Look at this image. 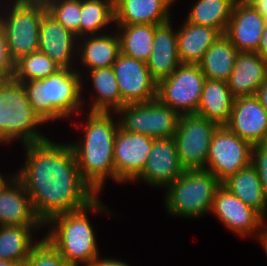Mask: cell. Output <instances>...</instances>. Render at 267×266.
I'll return each mask as SVG.
<instances>
[{"label":"cell","mask_w":267,"mask_h":266,"mask_svg":"<svg viewBox=\"0 0 267 266\" xmlns=\"http://www.w3.org/2000/svg\"><path fill=\"white\" fill-rule=\"evenodd\" d=\"M261 144L263 146L267 147V133H266L265 139L263 140V142Z\"/></svg>","instance_id":"obj_47"},{"label":"cell","mask_w":267,"mask_h":266,"mask_svg":"<svg viewBox=\"0 0 267 266\" xmlns=\"http://www.w3.org/2000/svg\"><path fill=\"white\" fill-rule=\"evenodd\" d=\"M112 67L121 94V107L156 99L157 81L146 62L120 52Z\"/></svg>","instance_id":"obj_13"},{"label":"cell","mask_w":267,"mask_h":266,"mask_svg":"<svg viewBox=\"0 0 267 266\" xmlns=\"http://www.w3.org/2000/svg\"><path fill=\"white\" fill-rule=\"evenodd\" d=\"M115 116V112H88L79 125L83 137L69 143L83 180L98 196L107 179L115 181L114 140L119 129Z\"/></svg>","instance_id":"obj_2"},{"label":"cell","mask_w":267,"mask_h":266,"mask_svg":"<svg viewBox=\"0 0 267 266\" xmlns=\"http://www.w3.org/2000/svg\"><path fill=\"white\" fill-rule=\"evenodd\" d=\"M178 0H114V25H161L172 18L171 8Z\"/></svg>","instance_id":"obj_21"},{"label":"cell","mask_w":267,"mask_h":266,"mask_svg":"<svg viewBox=\"0 0 267 266\" xmlns=\"http://www.w3.org/2000/svg\"><path fill=\"white\" fill-rule=\"evenodd\" d=\"M155 138L139 133L117 131L114 140L115 182H132L143 170Z\"/></svg>","instance_id":"obj_14"},{"label":"cell","mask_w":267,"mask_h":266,"mask_svg":"<svg viewBox=\"0 0 267 266\" xmlns=\"http://www.w3.org/2000/svg\"><path fill=\"white\" fill-rule=\"evenodd\" d=\"M225 126L251 145L261 144L267 133V111L255 95L235 98Z\"/></svg>","instance_id":"obj_18"},{"label":"cell","mask_w":267,"mask_h":266,"mask_svg":"<svg viewBox=\"0 0 267 266\" xmlns=\"http://www.w3.org/2000/svg\"><path fill=\"white\" fill-rule=\"evenodd\" d=\"M185 169L181 166L174 137L154 139L142 172L132 181L166 189Z\"/></svg>","instance_id":"obj_15"},{"label":"cell","mask_w":267,"mask_h":266,"mask_svg":"<svg viewBox=\"0 0 267 266\" xmlns=\"http://www.w3.org/2000/svg\"><path fill=\"white\" fill-rule=\"evenodd\" d=\"M21 84L30 106L45 124L83 114L82 77L76 68H61L47 78Z\"/></svg>","instance_id":"obj_4"},{"label":"cell","mask_w":267,"mask_h":266,"mask_svg":"<svg viewBox=\"0 0 267 266\" xmlns=\"http://www.w3.org/2000/svg\"><path fill=\"white\" fill-rule=\"evenodd\" d=\"M19 3H34L47 6L52 0H12Z\"/></svg>","instance_id":"obj_43"},{"label":"cell","mask_w":267,"mask_h":266,"mask_svg":"<svg viewBox=\"0 0 267 266\" xmlns=\"http://www.w3.org/2000/svg\"><path fill=\"white\" fill-rule=\"evenodd\" d=\"M267 20L254 8L236 1L225 36L238 52H257Z\"/></svg>","instance_id":"obj_19"},{"label":"cell","mask_w":267,"mask_h":266,"mask_svg":"<svg viewBox=\"0 0 267 266\" xmlns=\"http://www.w3.org/2000/svg\"><path fill=\"white\" fill-rule=\"evenodd\" d=\"M46 7L60 24L80 37L81 1L50 2Z\"/></svg>","instance_id":"obj_34"},{"label":"cell","mask_w":267,"mask_h":266,"mask_svg":"<svg viewBox=\"0 0 267 266\" xmlns=\"http://www.w3.org/2000/svg\"><path fill=\"white\" fill-rule=\"evenodd\" d=\"M61 67L46 54L37 50L15 61L14 79L19 82L43 79L55 74Z\"/></svg>","instance_id":"obj_33"},{"label":"cell","mask_w":267,"mask_h":266,"mask_svg":"<svg viewBox=\"0 0 267 266\" xmlns=\"http://www.w3.org/2000/svg\"><path fill=\"white\" fill-rule=\"evenodd\" d=\"M235 2L236 0H195L185 20L194 25L212 27L223 35Z\"/></svg>","instance_id":"obj_31"},{"label":"cell","mask_w":267,"mask_h":266,"mask_svg":"<svg viewBox=\"0 0 267 266\" xmlns=\"http://www.w3.org/2000/svg\"><path fill=\"white\" fill-rule=\"evenodd\" d=\"M238 50L223 34L207 49L198 64L206 79L227 81Z\"/></svg>","instance_id":"obj_29"},{"label":"cell","mask_w":267,"mask_h":266,"mask_svg":"<svg viewBox=\"0 0 267 266\" xmlns=\"http://www.w3.org/2000/svg\"><path fill=\"white\" fill-rule=\"evenodd\" d=\"M222 185L249 207L256 210L267 221V205L256 169L250 164L229 176Z\"/></svg>","instance_id":"obj_28"},{"label":"cell","mask_w":267,"mask_h":266,"mask_svg":"<svg viewBox=\"0 0 267 266\" xmlns=\"http://www.w3.org/2000/svg\"><path fill=\"white\" fill-rule=\"evenodd\" d=\"M258 53L267 61V23L261 36Z\"/></svg>","instance_id":"obj_41"},{"label":"cell","mask_w":267,"mask_h":266,"mask_svg":"<svg viewBox=\"0 0 267 266\" xmlns=\"http://www.w3.org/2000/svg\"><path fill=\"white\" fill-rule=\"evenodd\" d=\"M45 123L33 111L21 82L0 81V144L19 141L22 145L45 140L37 127Z\"/></svg>","instance_id":"obj_5"},{"label":"cell","mask_w":267,"mask_h":266,"mask_svg":"<svg viewBox=\"0 0 267 266\" xmlns=\"http://www.w3.org/2000/svg\"><path fill=\"white\" fill-rule=\"evenodd\" d=\"M39 239L40 242L20 266H69L45 237Z\"/></svg>","instance_id":"obj_35"},{"label":"cell","mask_w":267,"mask_h":266,"mask_svg":"<svg viewBox=\"0 0 267 266\" xmlns=\"http://www.w3.org/2000/svg\"><path fill=\"white\" fill-rule=\"evenodd\" d=\"M251 148L248 141L226 126H218L211 137L205 170L212 172L222 183L250 165Z\"/></svg>","instance_id":"obj_11"},{"label":"cell","mask_w":267,"mask_h":266,"mask_svg":"<svg viewBox=\"0 0 267 266\" xmlns=\"http://www.w3.org/2000/svg\"><path fill=\"white\" fill-rule=\"evenodd\" d=\"M179 27L177 28L178 55L184 64H199L207 49L222 35L217 29L194 25L186 20Z\"/></svg>","instance_id":"obj_24"},{"label":"cell","mask_w":267,"mask_h":266,"mask_svg":"<svg viewBox=\"0 0 267 266\" xmlns=\"http://www.w3.org/2000/svg\"><path fill=\"white\" fill-rule=\"evenodd\" d=\"M255 96L267 111V79L258 87Z\"/></svg>","instance_id":"obj_40"},{"label":"cell","mask_w":267,"mask_h":266,"mask_svg":"<svg viewBox=\"0 0 267 266\" xmlns=\"http://www.w3.org/2000/svg\"><path fill=\"white\" fill-rule=\"evenodd\" d=\"M111 23H115L114 0L81 1L80 37L106 33Z\"/></svg>","instance_id":"obj_32"},{"label":"cell","mask_w":267,"mask_h":266,"mask_svg":"<svg viewBox=\"0 0 267 266\" xmlns=\"http://www.w3.org/2000/svg\"><path fill=\"white\" fill-rule=\"evenodd\" d=\"M46 12L47 7L42 4L0 0V25L14 61L38 50L40 22Z\"/></svg>","instance_id":"obj_7"},{"label":"cell","mask_w":267,"mask_h":266,"mask_svg":"<svg viewBox=\"0 0 267 266\" xmlns=\"http://www.w3.org/2000/svg\"><path fill=\"white\" fill-rule=\"evenodd\" d=\"M63 1H83V0H52L51 2H63Z\"/></svg>","instance_id":"obj_46"},{"label":"cell","mask_w":267,"mask_h":266,"mask_svg":"<svg viewBox=\"0 0 267 266\" xmlns=\"http://www.w3.org/2000/svg\"><path fill=\"white\" fill-rule=\"evenodd\" d=\"M230 232L241 238L252 236L258 240L267 221L253 208L233 195L222 184L215 193L210 214Z\"/></svg>","instance_id":"obj_12"},{"label":"cell","mask_w":267,"mask_h":266,"mask_svg":"<svg viewBox=\"0 0 267 266\" xmlns=\"http://www.w3.org/2000/svg\"><path fill=\"white\" fill-rule=\"evenodd\" d=\"M157 26L153 24L113 25L120 38L121 53L147 62L152 52Z\"/></svg>","instance_id":"obj_30"},{"label":"cell","mask_w":267,"mask_h":266,"mask_svg":"<svg viewBox=\"0 0 267 266\" xmlns=\"http://www.w3.org/2000/svg\"><path fill=\"white\" fill-rule=\"evenodd\" d=\"M22 146L25 162L14 175L24 185L44 225L52 217L80 210L98 197L83 180L69 142L46 138Z\"/></svg>","instance_id":"obj_1"},{"label":"cell","mask_w":267,"mask_h":266,"mask_svg":"<svg viewBox=\"0 0 267 266\" xmlns=\"http://www.w3.org/2000/svg\"><path fill=\"white\" fill-rule=\"evenodd\" d=\"M115 114L119 117L121 130L144 134L155 139L174 137L180 116L157 99L124 105Z\"/></svg>","instance_id":"obj_8"},{"label":"cell","mask_w":267,"mask_h":266,"mask_svg":"<svg viewBox=\"0 0 267 266\" xmlns=\"http://www.w3.org/2000/svg\"><path fill=\"white\" fill-rule=\"evenodd\" d=\"M88 266H130L120 259L102 258L100 255L94 259Z\"/></svg>","instance_id":"obj_38"},{"label":"cell","mask_w":267,"mask_h":266,"mask_svg":"<svg viewBox=\"0 0 267 266\" xmlns=\"http://www.w3.org/2000/svg\"><path fill=\"white\" fill-rule=\"evenodd\" d=\"M99 196L86 207L52 217L45 225V237L69 266H88L100 254L97 238L88 215L114 214Z\"/></svg>","instance_id":"obj_3"},{"label":"cell","mask_w":267,"mask_h":266,"mask_svg":"<svg viewBox=\"0 0 267 266\" xmlns=\"http://www.w3.org/2000/svg\"><path fill=\"white\" fill-rule=\"evenodd\" d=\"M250 164L256 169L259 175L264 200L267 205V147L262 144L252 145Z\"/></svg>","instance_id":"obj_36"},{"label":"cell","mask_w":267,"mask_h":266,"mask_svg":"<svg viewBox=\"0 0 267 266\" xmlns=\"http://www.w3.org/2000/svg\"><path fill=\"white\" fill-rule=\"evenodd\" d=\"M234 97L227 81L206 79L196 114L225 126L232 113Z\"/></svg>","instance_id":"obj_26"},{"label":"cell","mask_w":267,"mask_h":266,"mask_svg":"<svg viewBox=\"0 0 267 266\" xmlns=\"http://www.w3.org/2000/svg\"><path fill=\"white\" fill-rule=\"evenodd\" d=\"M245 5L254 7L267 20V0H241Z\"/></svg>","instance_id":"obj_39"},{"label":"cell","mask_w":267,"mask_h":266,"mask_svg":"<svg viewBox=\"0 0 267 266\" xmlns=\"http://www.w3.org/2000/svg\"><path fill=\"white\" fill-rule=\"evenodd\" d=\"M42 228L45 229L44 226H0V259L21 265L40 242L35 236Z\"/></svg>","instance_id":"obj_27"},{"label":"cell","mask_w":267,"mask_h":266,"mask_svg":"<svg viewBox=\"0 0 267 266\" xmlns=\"http://www.w3.org/2000/svg\"><path fill=\"white\" fill-rule=\"evenodd\" d=\"M111 32V33H110ZM94 35H86L78 38L77 71L83 75L84 68L93 70L97 68L113 66L121 52L120 38L115 31ZM79 62V63H78ZM81 64V65H80ZM82 70L80 71V67Z\"/></svg>","instance_id":"obj_20"},{"label":"cell","mask_w":267,"mask_h":266,"mask_svg":"<svg viewBox=\"0 0 267 266\" xmlns=\"http://www.w3.org/2000/svg\"><path fill=\"white\" fill-rule=\"evenodd\" d=\"M15 61L11 58L6 32L0 25V81L14 78Z\"/></svg>","instance_id":"obj_37"},{"label":"cell","mask_w":267,"mask_h":266,"mask_svg":"<svg viewBox=\"0 0 267 266\" xmlns=\"http://www.w3.org/2000/svg\"><path fill=\"white\" fill-rule=\"evenodd\" d=\"M78 37L46 12L40 22L38 50L61 68H76Z\"/></svg>","instance_id":"obj_16"},{"label":"cell","mask_w":267,"mask_h":266,"mask_svg":"<svg viewBox=\"0 0 267 266\" xmlns=\"http://www.w3.org/2000/svg\"><path fill=\"white\" fill-rule=\"evenodd\" d=\"M217 127L216 123L197 114L179 116L174 141L185 170L205 169L211 137Z\"/></svg>","instance_id":"obj_10"},{"label":"cell","mask_w":267,"mask_h":266,"mask_svg":"<svg viewBox=\"0 0 267 266\" xmlns=\"http://www.w3.org/2000/svg\"><path fill=\"white\" fill-rule=\"evenodd\" d=\"M258 243H260V246L263 247L264 252L267 255V223L263 228L262 233L259 235Z\"/></svg>","instance_id":"obj_42"},{"label":"cell","mask_w":267,"mask_h":266,"mask_svg":"<svg viewBox=\"0 0 267 266\" xmlns=\"http://www.w3.org/2000/svg\"><path fill=\"white\" fill-rule=\"evenodd\" d=\"M5 225L44 226L24 185L14 173L0 186V226Z\"/></svg>","instance_id":"obj_17"},{"label":"cell","mask_w":267,"mask_h":266,"mask_svg":"<svg viewBox=\"0 0 267 266\" xmlns=\"http://www.w3.org/2000/svg\"><path fill=\"white\" fill-rule=\"evenodd\" d=\"M221 184L208 170H185L165 189L166 211L175 218L195 219L207 215Z\"/></svg>","instance_id":"obj_6"},{"label":"cell","mask_w":267,"mask_h":266,"mask_svg":"<svg viewBox=\"0 0 267 266\" xmlns=\"http://www.w3.org/2000/svg\"><path fill=\"white\" fill-rule=\"evenodd\" d=\"M267 79V61L257 52H238L227 80L234 98L253 96Z\"/></svg>","instance_id":"obj_22"},{"label":"cell","mask_w":267,"mask_h":266,"mask_svg":"<svg viewBox=\"0 0 267 266\" xmlns=\"http://www.w3.org/2000/svg\"><path fill=\"white\" fill-rule=\"evenodd\" d=\"M174 28L176 27L172 25V19L155 28L153 48L146 64L157 82L170 76L181 64L178 55L177 29Z\"/></svg>","instance_id":"obj_23"},{"label":"cell","mask_w":267,"mask_h":266,"mask_svg":"<svg viewBox=\"0 0 267 266\" xmlns=\"http://www.w3.org/2000/svg\"><path fill=\"white\" fill-rule=\"evenodd\" d=\"M205 80L198 64L181 63L157 82L156 99L179 115L196 114Z\"/></svg>","instance_id":"obj_9"},{"label":"cell","mask_w":267,"mask_h":266,"mask_svg":"<svg viewBox=\"0 0 267 266\" xmlns=\"http://www.w3.org/2000/svg\"><path fill=\"white\" fill-rule=\"evenodd\" d=\"M83 74L86 76H81L82 92L83 85L88 79L94 89L91 93L93 99H91L89 112H116L121 108V94L112 66L89 70Z\"/></svg>","instance_id":"obj_25"},{"label":"cell","mask_w":267,"mask_h":266,"mask_svg":"<svg viewBox=\"0 0 267 266\" xmlns=\"http://www.w3.org/2000/svg\"><path fill=\"white\" fill-rule=\"evenodd\" d=\"M0 266H20L19 263L0 259Z\"/></svg>","instance_id":"obj_44"},{"label":"cell","mask_w":267,"mask_h":266,"mask_svg":"<svg viewBox=\"0 0 267 266\" xmlns=\"http://www.w3.org/2000/svg\"><path fill=\"white\" fill-rule=\"evenodd\" d=\"M2 172H0V186L6 182V180H8L11 177V174L9 175H5V173L1 174Z\"/></svg>","instance_id":"obj_45"}]
</instances>
